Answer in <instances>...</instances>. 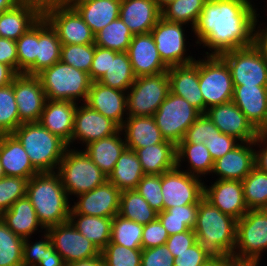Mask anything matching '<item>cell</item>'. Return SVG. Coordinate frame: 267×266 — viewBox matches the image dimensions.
Here are the masks:
<instances>
[{
    "label": "cell",
    "instance_id": "6da1fadb",
    "mask_svg": "<svg viewBox=\"0 0 267 266\" xmlns=\"http://www.w3.org/2000/svg\"><path fill=\"white\" fill-rule=\"evenodd\" d=\"M252 0H206L192 29L198 46L207 47L204 55H221L254 44L257 15Z\"/></svg>",
    "mask_w": 267,
    "mask_h": 266
},
{
    "label": "cell",
    "instance_id": "7a4b0ae2",
    "mask_svg": "<svg viewBox=\"0 0 267 266\" xmlns=\"http://www.w3.org/2000/svg\"><path fill=\"white\" fill-rule=\"evenodd\" d=\"M200 249L209 259L232 263L236 245L237 220L222 213L203 198L198 204L196 223L193 228Z\"/></svg>",
    "mask_w": 267,
    "mask_h": 266
},
{
    "label": "cell",
    "instance_id": "3957f363",
    "mask_svg": "<svg viewBox=\"0 0 267 266\" xmlns=\"http://www.w3.org/2000/svg\"><path fill=\"white\" fill-rule=\"evenodd\" d=\"M26 196L45 229L69 221L71 203L57 172L33 175L28 181Z\"/></svg>",
    "mask_w": 267,
    "mask_h": 266
},
{
    "label": "cell",
    "instance_id": "277c9868",
    "mask_svg": "<svg viewBox=\"0 0 267 266\" xmlns=\"http://www.w3.org/2000/svg\"><path fill=\"white\" fill-rule=\"evenodd\" d=\"M22 144L33 167L39 172H56L68 144L39 122L22 123L12 133Z\"/></svg>",
    "mask_w": 267,
    "mask_h": 266
},
{
    "label": "cell",
    "instance_id": "5b68a950",
    "mask_svg": "<svg viewBox=\"0 0 267 266\" xmlns=\"http://www.w3.org/2000/svg\"><path fill=\"white\" fill-rule=\"evenodd\" d=\"M37 76L46 98L50 100L84 103L92 84L88 73L65 64L61 60L43 69Z\"/></svg>",
    "mask_w": 267,
    "mask_h": 266
},
{
    "label": "cell",
    "instance_id": "8992f818",
    "mask_svg": "<svg viewBox=\"0 0 267 266\" xmlns=\"http://www.w3.org/2000/svg\"><path fill=\"white\" fill-rule=\"evenodd\" d=\"M56 172L69 199H72L70 195L72 197L89 192L107 180V176L86 152L75 147L66 150Z\"/></svg>",
    "mask_w": 267,
    "mask_h": 266
},
{
    "label": "cell",
    "instance_id": "52a82bcc",
    "mask_svg": "<svg viewBox=\"0 0 267 266\" xmlns=\"http://www.w3.org/2000/svg\"><path fill=\"white\" fill-rule=\"evenodd\" d=\"M266 250L267 209L248 210L237 220L236 245L231 261L259 263Z\"/></svg>",
    "mask_w": 267,
    "mask_h": 266
},
{
    "label": "cell",
    "instance_id": "ba28073f",
    "mask_svg": "<svg viewBox=\"0 0 267 266\" xmlns=\"http://www.w3.org/2000/svg\"><path fill=\"white\" fill-rule=\"evenodd\" d=\"M199 59V87L204 99V114L212 106L231 102L234 85L226 62L219 55Z\"/></svg>",
    "mask_w": 267,
    "mask_h": 266
},
{
    "label": "cell",
    "instance_id": "9c48e42d",
    "mask_svg": "<svg viewBox=\"0 0 267 266\" xmlns=\"http://www.w3.org/2000/svg\"><path fill=\"white\" fill-rule=\"evenodd\" d=\"M169 92L168 71L137 77L127 91L128 116H153Z\"/></svg>",
    "mask_w": 267,
    "mask_h": 266
},
{
    "label": "cell",
    "instance_id": "30bf717a",
    "mask_svg": "<svg viewBox=\"0 0 267 266\" xmlns=\"http://www.w3.org/2000/svg\"><path fill=\"white\" fill-rule=\"evenodd\" d=\"M43 17L57 32L62 44L95 43V35L78 12L63 1L43 3Z\"/></svg>",
    "mask_w": 267,
    "mask_h": 266
},
{
    "label": "cell",
    "instance_id": "8fae6325",
    "mask_svg": "<svg viewBox=\"0 0 267 266\" xmlns=\"http://www.w3.org/2000/svg\"><path fill=\"white\" fill-rule=\"evenodd\" d=\"M200 115L184 98L169 92L153 117L163 138L177 145Z\"/></svg>",
    "mask_w": 267,
    "mask_h": 266
},
{
    "label": "cell",
    "instance_id": "7c38bea8",
    "mask_svg": "<svg viewBox=\"0 0 267 266\" xmlns=\"http://www.w3.org/2000/svg\"><path fill=\"white\" fill-rule=\"evenodd\" d=\"M219 56L230 69L233 85L267 86V61L254 45Z\"/></svg>",
    "mask_w": 267,
    "mask_h": 266
},
{
    "label": "cell",
    "instance_id": "4fadbf2b",
    "mask_svg": "<svg viewBox=\"0 0 267 266\" xmlns=\"http://www.w3.org/2000/svg\"><path fill=\"white\" fill-rule=\"evenodd\" d=\"M204 180L177 166L161 174L163 210L188 204H199L204 198Z\"/></svg>",
    "mask_w": 267,
    "mask_h": 266
},
{
    "label": "cell",
    "instance_id": "5bb4252c",
    "mask_svg": "<svg viewBox=\"0 0 267 266\" xmlns=\"http://www.w3.org/2000/svg\"><path fill=\"white\" fill-rule=\"evenodd\" d=\"M184 25L186 24L169 22L161 17L150 31L160 58L168 68L191 64L196 60L187 53Z\"/></svg>",
    "mask_w": 267,
    "mask_h": 266
},
{
    "label": "cell",
    "instance_id": "9a60e30c",
    "mask_svg": "<svg viewBox=\"0 0 267 266\" xmlns=\"http://www.w3.org/2000/svg\"><path fill=\"white\" fill-rule=\"evenodd\" d=\"M51 244L62 256L65 264L95 258L101 251L94 243L82 235L70 221L46 229Z\"/></svg>",
    "mask_w": 267,
    "mask_h": 266
},
{
    "label": "cell",
    "instance_id": "2e32d148",
    "mask_svg": "<svg viewBox=\"0 0 267 266\" xmlns=\"http://www.w3.org/2000/svg\"><path fill=\"white\" fill-rule=\"evenodd\" d=\"M14 94L19 126L39 122L47 98L38 76L18 73L14 78Z\"/></svg>",
    "mask_w": 267,
    "mask_h": 266
},
{
    "label": "cell",
    "instance_id": "e0dca14e",
    "mask_svg": "<svg viewBox=\"0 0 267 266\" xmlns=\"http://www.w3.org/2000/svg\"><path fill=\"white\" fill-rule=\"evenodd\" d=\"M121 191L106 180L102 185L89 192L82 193L71 205L70 214H83L113 218L119 214Z\"/></svg>",
    "mask_w": 267,
    "mask_h": 266
},
{
    "label": "cell",
    "instance_id": "ac0fdd59",
    "mask_svg": "<svg viewBox=\"0 0 267 266\" xmlns=\"http://www.w3.org/2000/svg\"><path fill=\"white\" fill-rule=\"evenodd\" d=\"M80 105L77 104L76 107L71 145L77 142L86 146L90 142L109 137L120 130V127L111 119L85 103Z\"/></svg>",
    "mask_w": 267,
    "mask_h": 266
},
{
    "label": "cell",
    "instance_id": "d6986e66",
    "mask_svg": "<svg viewBox=\"0 0 267 266\" xmlns=\"http://www.w3.org/2000/svg\"><path fill=\"white\" fill-rule=\"evenodd\" d=\"M205 114L220 132L240 142H253L259 134L245 114L232 101L212 106L206 110Z\"/></svg>",
    "mask_w": 267,
    "mask_h": 266
},
{
    "label": "cell",
    "instance_id": "ffe728a7",
    "mask_svg": "<svg viewBox=\"0 0 267 266\" xmlns=\"http://www.w3.org/2000/svg\"><path fill=\"white\" fill-rule=\"evenodd\" d=\"M42 17V2L22 0L14 8L0 14V37L16 41Z\"/></svg>",
    "mask_w": 267,
    "mask_h": 266
},
{
    "label": "cell",
    "instance_id": "44dd1931",
    "mask_svg": "<svg viewBox=\"0 0 267 266\" xmlns=\"http://www.w3.org/2000/svg\"><path fill=\"white\" fill-rule=\"evenodd\" d=\"M204 198L236 220L248 211L242 181L217 179L210 186L204 185Z\"/></svg>",
    "mask_w": 267,
    "mask_h": 266
},
{
    "label": "cell",
    "instance_id": "7402d4cb",
    "mask_svg": "<svg viewBox=\"0 0 267 266\" xmlns=\"http://www.w3.org/2000/svg\"><path fill=\"white\" fill-rule=\"evenodd\" d=\"M135 77L168 71L163 63L151 32L133 36L127 50Z\"/></svg>",
    "mask_w": 267,
    "mask_h": 266
},
{
    "label": "cell",
    "instance_id": "603a6c76",
    "mask_svg": "<svg viewBox=\"0 0 267 266\" xmlns=\"http://www.w3.org/2000/svg\"><path fill=\"white\" fill-rule=\"evenodd\" d=\"M126 99V91L92 82L84 103L114 121L121 128L128 116Z\"/></svg>",
    "mask_w": 267,
    "mask_h": 266
},
{
    "label": "cell",
    "instance_id": "cb8c5ba5",
    "mask_svg": "<svg viewBox=\"0 0 267 266\" xmlns=\"http://www.w3.org/2000/svg\"><path fill=\"white\" fill-rule=\"evenodd\" d=\"M253 142H241L232 151L214 161L211 174L216 180L242 181L255 167V146Z\"/></svg>",
    "mask_w": 267,
    "mask_h": 266
},
{
    "label": "cell",
    "instance_id": "d4e9b609",
    "mask_svg": "<svg viewBox=\"0 0 267 266\" xmlns=\"http://www.w3.org/2000/svg\"><path fill=\"white\" fill-rule=\"evenodd\" d=\"M232 102L261 133L267 126V86L234 85Z\"/></svg>",
    "mask_w": 267,
    "mask_h": 266
},
{
    "label": "cell",
    "instance_id": "484cf974",
    "mask_svg": "<svg viewBox=\"0 0 267 266\" xmlns=\"http://www.w3.org/2000/svg\"><path fill=\"white\" fill-rule=\"evenodd\" d=\"M170 92L184 98L189 104L204 114V99L199 87V60L187 65L168 69Z\"/></svg>",
    "mask_w": 267,
    "mask_h": 266
},
{
    "label": "cell",
    "instance_id": "4316f807",
    "mask_svg": "<svg viewBox=\"0 0 267 266\" xmlns=\"http://www.w3.org/2000/svg\"><path fill=\"white\" fill-rule=\"evenodd\" d=\"M78 103L47 99L39 123L71 146L74 116Z\"/></svg>",
    "mask_w": 267,
    "mask_h": 266
},
{
    "label": "cell",
    "instance_id": "83f0119b",
    "mask_svg": "<svg viewBox=\"0 0 267 266\" xmlns=\"http://www.w3.org/2000/svg\"><path fill=\"white\" fill-rule=\"evenodd\" d=\"M119 17L133 35L149 33L161 18L154 0H121Z\"/></svg>",
    "mask_w": 267,
    "mask_h": 266
},
{
    "label": "cell",
    "instance_id": "f1b7e54d",
    "mask_svg": "<svg viewBox=\"0 0 267 266\" xmlns=\"http://www.w3.org/2000/svg\"><path fill=\"white\" fill-rule=\"evenodd\" d=\"M0 161L6 176L29 180L39 173L30 162L22 144L13 134L0 135Z\"/></svg>",
    "mask_w": 267,
    "mask_h": 266
},
{
    "label": "cell",
    "instance_id": "f546056e",
    "mask_svg": "<svg viewBox=\"0 0 267 266\" xmlns=\"http://www.w3.org/2000/svg\"><path fill=\"white\" fill-rule=\"evenodd\" d=\"M61 47L57 32L42 17L37 22V56L36 61L24 72L37 75L43 69L51 67L61 60Z\"/></svg>",
    "mask_w": 267,
    "mask_h": 266
},
{
    "label": "cell",
    "instance_id": "4dcf8cb0",
    "mask_svg": "<svg viewBox=\"0 0 267 266\" xmlns=\"http://www.w3.org/2000/svg\"><path fill=\"white\" fill-rule=\"evenodd\" d=\"M121 0H79L71 5L96 35L109 23L119 18Z\"/></svg>",
    "mask_w": 267,
    "mask_h": 266
},
{
    "label": "cell",
    "instance_id": "1f68e13d",
    "mask_svg": "<svg viewBox=\"0 0 267 266\" xmlns=\"http://www.w3.org/2000/svg\"><path fill=\"white\" fill-rule=\"evenodd\" d=\"M120 129L127 148L133 151L165 141L153 116H127Z\"/></svg>",
    "mask_w": 267,
    "mask_h": 266
},
{
    "label": "cell",
    "instance_id": "d6a6232c",
    "mask_svg": "<svg viewBox=\"0 0 267 266\" xmlns=\"http://www.w3.org/2000/svg\"><path fill=\"white\" fill-rule=\"evenodd\" d=\"M0 218L10 230L23 239L30 238L38 230L39 232L46 230L39 222L35 209L27 196L18 199Z\"/></svg>",
    "mask_w": 267,
    "mask_h": 266
},
{
    "label": "cell",
    "instance_id": "836d02e7",
    "mask_svg": "<svg viewBox=\"0 0 267 266\" xmlns=\"http://www.w3.org/2000/svg\"><path fill=\"white\" fill-rule=\"evenodd\" d=\"M123 137V132L120 129L116 134L90 142L83 148L107 177L113 171L123 151L127 148Z\"/></svg>",
    "mask_w": 267,
    "mask_h": 266
},
{
    "label": "cell",
    "instance_id": "e575fe53",
    "mask_svg": "<svg viewBox=\"0 0 267 266\" xmlns=\"http://www.w3.org/2000/svg\"><path fill=\"white\" fill-rule=\"evenodd\" d=\"M136 154L145 174L161 175L177 166L176 145L165 140L163 143L138 148Z\"/></svg>",
    "mask_w": 267,
    "mask_h": 266
},
{
    "label": "cell",
    "instance_id": "d590c367",
    "mask_svg": "<svg viewBox=\"0 0 267 266\" xmlns=\"http://www.w3.org/2000/svg\"><path fill=\"white\" fill-rule=\"evenodd\" d=\"M145 173L135 151L126 148L117 160L107 180L120 191L136 189Z\"/></svg>",
    "mask_w": 267,
    "mask_h": 266
},
{
    "label": "cell",
    "instance_id": "8d00e7d4",
    "mask_svg": "<svg viewBox=\"0 0 267 266\" xmlns=\"http://www.w3.org/2000/svg\"><path fill=\"white\" fill-rule=\"evenodd\" d=\"M177 167L180 168L182 162L187 161V170H183L192 176L200 179L205 175H211L214 161L209 150L203 143H178L176 145Z\"/></svg>",
    "mask_w": 267,
    "mask_h": 266
},
{
    "label": "cell",
    "instance_id": "74e56055",
    "mask_svg": "<svg viewBox=\"0 0 267 266\" xmlns=\"http://www.w3.org/2000/svg\"><path fill=\"white\" fill-rule=\"evenodd\" d=\"M112 220L109 217L70 214L69 221L89 241L102 251L111 241Z\"/></svg>",
    "mask_w": 267,
    "mask_h": 266
},
{
    "label": "cell",
    "instance_id": "f35d334b",
    "mask_svg": "<svg viewBox=\"0 0 267 266\" xmlns=\"http://www.w3.org/2000/svg\"><path fill=\"white\" fill-rule=\"evenodd\" d=\"M135 79L128 53L110 50L109 68L98 82L104 86L127 92Z\"/></svg>",
    "mask_w": 267,
    "mask_h": 266
},
{
    "label": "cell",
    "instance_id": "ab89813d",
    "mask_svg": "<svg viewBox=\"0 0 267 266\" xmlns=\"http://www.w3.org/2000/svg\"><path fill=\"white\" fill-rule=\"evenodd\" d=\"M119 215L138 224L147 225L157 219L158 212L151 208L136 189H132L121 191Z\"/></svg>",
    "mask_w": 267,
    "mask_h": 266
},
{
    "label": "cell",
    "instance_id": "60d3db41",
    "mask_svg": "<svg viewBox=\"0 0 267 266\" xmlns=\"http://www.w3.org/2000/svg\"><path fill=\"white\" fill-rule=\"evenodd\" d=\"M197 213L198 204H188L163 210L158 213L157 219L170 236L193 229L196 223Z\"/></svg>",
    "mask_w": 267,
    "mask_h": 266
},
{
    "label": "cell",
    "instance_id": "b9f144b4",
    "mask_svg": "<svg viewBox=\"0 0 267 266\" xmlns=\"http://www.w3.org/2000/svg\"><path fill=\"white\" fill-rule=\"evenodd\" d=\"M133 36L119 17L95 35V45L117 52H127Z\"/></svg>",
    "mask_w": 267,
    "mask_h": 266
},
{
    "label": "cell",
    "instance_id": "7bdbcfd3",
    "mask_svg": "<svg viewBox=\"0 0 267 266\" xmlns=\"http://www.w3.org/2000/svg\"><path fill=\"white\" fill-rule=\"evenodd\" d=\"M242 184L248 210L267 209V173L255 166Z\"/></svg>",
    "mask_w": 267,
    "mask_h": 266
},
{
    "label": "cell",
    "instance_id": "ee69618b",
    "mask_svg": "<svg viewBox=\"0 0 267 266\" xmlns=\"http://www.w3.org/2000/svg\"><path fill=\"white\" fill-rule=\"evenodd\" d=\"M206 0H174L161 9V17L169 22L190 25L193 29Z\"/></svg>",
    "mask_w": 267,
    "mask_h": 266
},
{
    "label": "cell",
    "instance_id": "f6af8a7d",
    "mask_svg": "<svg viewBox=\"0 0 267 266\" xmlns=\"http://www.w3.org/2000/svg\"><path fill=\"white\" fill-rule=\"evenodd\" d=\"M143 225L119 214L113 217L111 242L130 249H142Z\"/></svg>",
    "mask_w": 267,
    "mask_h": 266
},
{
    "label": "cell",
    "instance_id": "bcb514c9",
    "mask_svg": "<svg viewBox=\"0 0 267 266\" xmlns=\"http://www.w3.org/2000/svg\"><path fill=\"white\" fill-rule=\"evenodd\" d=\"M23 244L24 239L0 218V266H23Z\"/></svg>",
    "mask_w": 267,
    "mask_h": 266
},
{
    "label": "cell",
    "instance_id": "7dc6e473",
    "mask_svg": "<svg viewBox=\"0 0 267 266\" xmlns=\"http://www.w3.org/2000/svg\"><path fill=\"white\" fill-rule=\"evenodd\" d=\"M19 126L18 108L14 94V79L0 88V135L12 134Z\"/></svg>",
    "mask_w": 267,
    "mask_h": 266
},
{
    "label": "cell",
    "instance_id": "c3c4849f",
    "mask_svg": "<svg viewBox=\"0 0 267 266\" xmlns=\"http://www.w3.org/2000/svg\"><path fill=\"white\" fill-rule=\"evenodd\" d=\"M95 43L62 44L61 61L89 74L94 58Z\"/></svg>",
    "mask_w": 267,
    "mask_h": 266
},
{
    "label": "cell",
    "instance_id": "681fc988",
    "mask_svg": "<svg viewBox=\"0 0 267 266\" xmlns=\"http://www.w3.org/2000/svg\"><path fill=\"white\" fill-rule=\"evenodd\" d=\"M101 256L105 266H141L142 249H130L110 241Z\"/></svg>",
    "mask_w": 267,
    "mask_h": 266
},
{
    "label": "cell",
    "instance_id": "f907efd6",
    "mask_svg": "<svg viewBox=\"0 0 267 266\" xmlns=\"http://www.w3.org/2000/svg\"><path fill=\"white\" fill-rule=\"evenodd\" d=\"M28 179L5 176L0 179V216L18 199L26 196Z\"/></svg>",
    "mask_w": 267,
    "mask_h": 266
},
{
    "label": "cell",
    "instance_id": "816d5d0a",
    "mask_svg": "<svg viewBox=\"0 0 267 266\" xmlns=\"http://www.w3.org/2000/svg\"><path fill=\"white\" fill-rule=\"evenodd\" d=\"M18 73H24L37 56V23L16 40Z\"/></svg>",
    "mask_w": 267,
    "mask_h": 266
},
{
    "label": "cell",
    "instance_id": "f5cc1de1",
    "mask_svg": "<svg viewBox=\"0 0 267 266\" xmlns=\"http://www.w3.org/2000/svg\"><path fill=\"white\" fill-rule=\"evenodd\" d=\"M136 190L156 212L163 211L161 175L145 174Z\"/></svg>",
    "mask_w": 267,
    "mask_h": 266
},
{
    "label": "cell",
    "instance_id": "db71d44e",
    "mask_svg": "<svg viewBox=\"0 0 267 266\" xmlns=\"http://www.w3.org/2000/svg\"><path fill=\"white\" fill-rule=\"evenodd\" d=\"M215 133H220L219 129L206 114H201L187 129L183 140L179 143L204 144Z\"/></svg>",
    "mask_w": 267,
    "mask_h": 266
},
{
    "label": "cell",
    "instance_id": "11a10c76",
    "mask_svg": "<svg viewBox=\"0 0 267 266\" xmlns=\"http://www.w3.org/2000/svg\"><path fill=\"white\" fill-rule=\"evenodd\" d=\"M41 240L33 243L30 238L24 239L23 244V266H36L43 256L45 255V249L51 244V239L47 230H44ZM31 242V243H30Z\"/></svg>",
    "mask_w": 267,
    "mask_h": 266
},
{
    "label": "cell",
    "instance_id": "9f6ffc18",
    "mask_svg": "<svg viewBox=\"0 0 267 266\" xmlns=\"http://www.w3.org/2000/svg\"><path fill=\"white\" fill-rule=\"evenodd\" d=\"M240 143L236 138L220 132L212 135L204 144L209 150L213 161H216L227 152L232 151Z\"/></svg>",
    "mask_w": 267,
    "mask_h": 266
},
{
    "label": "cell",
    "instance_id": "6f0895ef",
    "mask_svg": "<svg viewBox=\"0 0 267 266\" xmlns=\"http://www.w3.org/2000/svg\"><path fill=\"white\" fill-rule=\"evenodd\" d=\"M169 235L161 222L156 219L153 222L143 225L142 249L165 245Z\"/></svg>",
    "mask_w": 267,
    "mask_h": 266
},
{
    "label": "cell",
    "instance_id": "680465c9",
    "mask_svg": "<svg viewBox=\"0 0 267 266\" xmlns=\"http://www.w3.org/2000/svg\"><path fill=\"white\" fill-rule=\"evenodd\" d=\"M141 266H174V257L166 245L142 249Z\"/></svg>",
    "mask_w": 267,
    "mask_h": 266
},
{
    "label": "cell",
    "instance_id": "91938a15",
    "mask_svg": "<svg viewBox=\"0 0 267 266\" xmlns=\"http://www.w3.org/2000/svg\"><path fill=\"white\" fill-rule=\"evenodd\" d=\"M196 242V234L193 229H190L182 233L170 235L165 245L173 257L176 258V254L186 251L187 248L191 247Z\"/></svg>",
    "mask_w": 267,
    "mask_h": 266
},
{
    "label": "cell",
    "instance_id": "94428289",
    "mask_svg": "<svg viewBox=\"0 0 267 266\" xmlns=\"http://www.w3.org/2000/svg\"><path fill=\"white\" fill-rule=\"evenodd\" d=\"M109 65L110 49H105L95 45L94 58L89 72L92 82H98L108 70Z\"/></svg>",
    "mask_w": 267,
    "mask_h": 266
},
{
    "label": "cell",
    "instance_id": "6125c7cd",
    "mask_svg": "<svg viewBox=\"0 0 267 266\" xmlns=\"http://www.w3.org/2000/svg\"><path fill=\"white\" fill-rule=\"evenodd\" d=\"M208 260L209 258L204 254L196 242L194 245L187 248L186 251L176 254V258H174V266H201Z\"/></svg>",
    "mask_w": 267,
    "mask_h": 266
},
{
    "label": "cell",
    "instance_id": "be15d7a7",
    "mask_svg": "<svg viewBox=\"0 0 267 266\" xmlns=\"http://www.w3.org/2000/svg\"><path fill=\"white\" fill-rule=\"evenodd\" d=\"M0 63L10 66L18 74L16 41L0 37Z\"/></svg>",
    "mask_w": 267,
    "mask_h": 266
},
{
    "label": "cell",
    "instance_id": "e7e4bbea",
    "mask_svg": "<svg viewBox=\"0 0 267 266\" xmlns=\"http://www.w3.org/2000/svg\"><path fill=\"white\" fill-rule=\"evenodd\" d=\"M255 146V166L267 173V136L259 133L256 139L254 140ZM257 149L258 147L260 149Z\"/></svg>",
    "mask_w": 267,
    "mask_h": 266
},
{
    "label": "cell",
    "instance_id": "03108f58",
    "mask_svg": "<svg viewBox=\"0 0 267 266\" xmlns=\"http://www.w3.org/2000/svg\"><path fill=\"white\" fill-rule=\"evenodd\" d=\"M259 15L260 13L256 15L255 19L253 45L261 52V54L264 56V59L267 61V26H265L266 24H264V26L261 27L258 24L259 19H257V17Z\"/></svg>",
    "mask_w": 267,
    "mask_h": 266
},
{
    "label": "cell",
    "instance_id": "003e7915",
    "mask_svg": "<svg viewBox=\"0 0 267 266\" xmlns=\"http://www.w3.org/2000/svg\"><path fill=\"white\" fill-rule=\"evenodd\" d=\"M36 266H66V264L62 256L55 250L52 244H50L45 249L43 259H41Z\"/></svg>",
    "mask_w": 267,
    "mask_h": 266
},
{
    "label": "cell",
    "instance_id": "a7ac6f4b",
    "mask_svg": "<svg viewBox=\"0 0 267 266\" xmlns=\"http://www.w3.org/2000/svg\"><path fill=\"white\" fill-rule=\"evenodd\" d=\"M16 75L10 66L0 63V88L12 83Z\"/></svg>",
    "mask_w": 267,
    "mask_h": 266
},
{
    "label": "cell",
    "instance_id": "89a4df30",
    "mask_svg": "<svg viewBox=\"0 0 267 266\" xmlns=\"http://www.w3.org/2000/svg\"><path fill=\"white\" fill-rule=\"evenodd\" d=\"M66 266H105L102 256H97L95 258L74 261L66 264Z\"/></svg>",
    "mask_w": 267,
    "mask_h": 266
},
{
    "label": "cell",
    "instance_id": "2644e50d",
    "mask_svg": "<svg viewBox=\"0 0 267 266\" xmlns=\"http://www.w3.org/2000/svg\"><path fill=\"white\" fill-rule=\"evenodd\" d=\"M22 0H0V14L3 11L14 8L17 4H19Z\"/></svg>",
    "mask_w": 267,
    "mask_h": 266
},
{
    "label": "cell",
    "instance_id": "8c879c8a",
    "mask_svg": "<svg viewBox=\"0 0 267 266\" xmlns=\"http://www.w3.org/2000/svg\"><path fill=\"white\" fill-rule=\"evenodd\" d=\"M201 266H228V264L225 261H220L217 259H209Z\"/></svg>",
    "mask_w": 267,
    "mask_h": 266
},
{
    "label": "cell",
    "instance_id": "753ad0ef",
    "mask_svg": "<svg viewBox=\"0 0 267 266\" xmlns=\"http://www.w3.org/2000/svg\"><path fill=\"white\" fill-rule=\"evenodd\" d=\"M155 3L157 4V6L162 9L163 7H165L168 3L174 1V0H154Z\"/></svg>",
    "mask_w": 267,
    "mask_h": 266
},
{
    "label": "cell",
    "instance_id": "34e18365",
    "mask_svg": "<svg viewBox=\"0 0 267 266\" xmlns=\"http://www.w3.org/2000/svg\"><path fill=\"white\" fill-rule=\"evenodd\" d=\"M260 263H236L232 262L230 266H260Z\"/></svg>",
    "mask_w": 267,
    "mask_h": 266
},
{
    "label": "cell",
    "instance_id": "11e5206c",
    "mask_svg": "<svg viewBox=\"0 0 267 266\" xmlns=\"http://www.w3.org/2000/svg\"><path fill=\"white\" fill-rule=\"evenodd\" d=\"M5 176H6V175H5L3 166H2L1 161H0V179L3 178V177H5Z\"/></svg>",
    "mask_w": 267,
    "mask_h": 266
},
{
    "label": "cell",
    "instance_id": "2a66077c",
    "mask_svg": "<svg viewBox=\"0 0 267 266\" xmlns=\"http://www.w3.org/2000/svg\"><path fill=\"white\" fill-rule=\"evenodd\" d=\"M38 1H40L42 3H46V2H49V1H63V0H38Z\"/></svg>",
    "mask_w": 267,
    "mask_h": 266
},
{
    "label": "cell",
    "instance_id": "b9fcfbb0",
    "mask_svg": "<svg viewBox=\"0 0 267 266\" xmlns=\"http://www.w3.org/2000/svg\"><path fill=\"white\" fill-rule=\"evenodd\" d=\"M72 1H79V0H63V2L65 3V4H70Z\"/></svg>",
    "mask_w": 267,
    "mask_h": 266
},
{
    "label": "cell",
    "instance_id": "09005b40",
    "mask_svg": "<svg viewBox=\"0 0 267 266\" xmlns=\"http://www.w3.org/2000/svg\"><path fill=\"white\" fill-rule=\"evenodd\" d=\"M261 133L267 136V126Z\"/></svg>",
    "mask_w": 267,
    "mask_h": 266
}]
</instances>
